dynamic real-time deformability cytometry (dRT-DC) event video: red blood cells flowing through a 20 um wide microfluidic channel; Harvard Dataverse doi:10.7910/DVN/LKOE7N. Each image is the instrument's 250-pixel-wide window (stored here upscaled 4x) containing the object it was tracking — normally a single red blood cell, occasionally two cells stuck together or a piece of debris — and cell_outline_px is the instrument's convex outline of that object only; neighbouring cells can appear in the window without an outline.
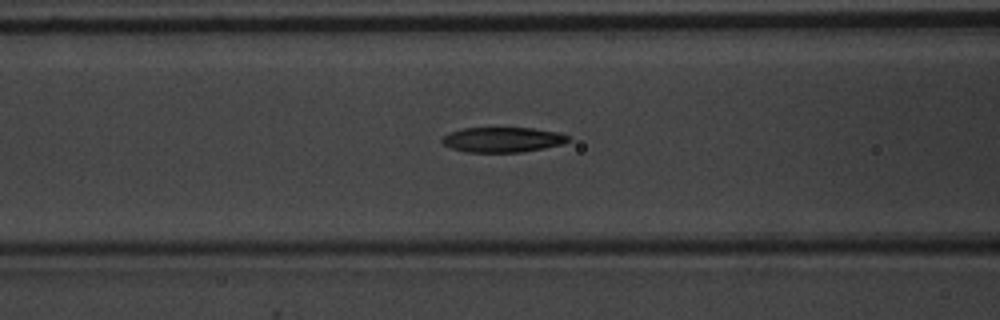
{"species": "common noctule bat (a hibernating species)", "species_latin": "Nyctalus noctula", "temperature_condition": "warm", "stored_images_in_passage": 28, "camera_frame_rate_fps": 3000, "um_per_image_px": 0.085, "animal": {"sex": "male", "body_mass_g": 20.1, "forearm_length_mm": 53.5}, "frame": {"image": 1, "passage_image": 7, "time_ms": 2.0, "image_size_px": [1000, 320], "cell_outline_px": [[568, 140], [564, 144], [544, 148], [520, 152], [468, 152], [452, 148], [444, 144], [440, 140], [444, 136], [452, 132], [464, 128], [532, 128], [556, 132], [568, 136]], "centroid_in_image_um": [42.72, 11.87], "position_along_channel_um": 123.9, "area_um2": 18.15}}
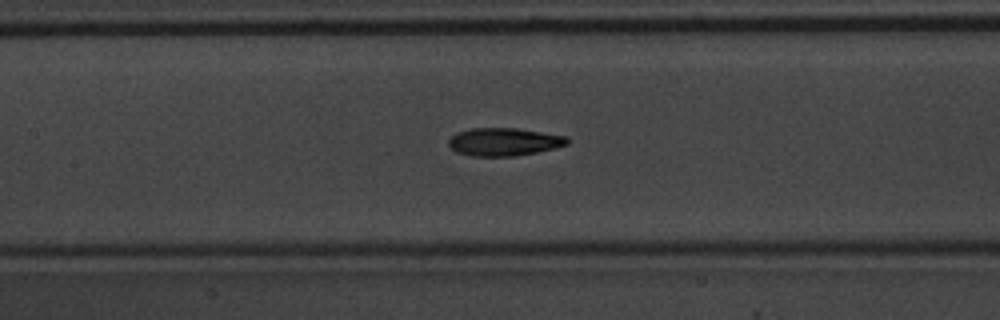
{"frame": {"image": 2, "passage_image": 10, "time_ms": 3.0, "image_size_px": [1000, 320], "cell_outline_px": [[568, 144], [536, 152], [512, 156], [472, 156], [456, 152], [448, 144], [448, 140], [456, 132], [472, 128], [516, 128], [568, 136]], "centroid_in_image_um": [42.81, 12.05], "position_along_channel_um": 164.6, "area_um2": 19.19}}
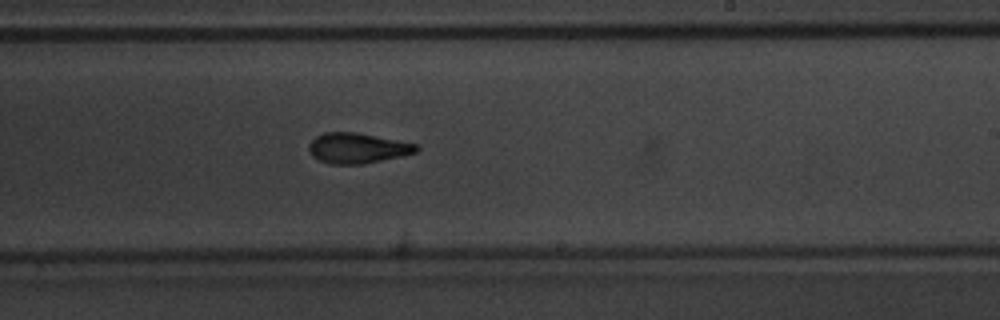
{"frame": {"image": 3, "passage_image": 17, "time_ms": 5.333, "image_size_px": [1000, 320], "cell_outline_px": [[420, 148], [416, 152], [400, 156], [364, 164], [332, 164], [320, 160], [312, 156], [308, 148], [308, 144], [316, 136], [324, 132], [356, 132], [420, 144]], "centroid_in_image_um": [30.39, 12.58], "position_along_channel_um": 258.6, "area_um2": 19.07}}